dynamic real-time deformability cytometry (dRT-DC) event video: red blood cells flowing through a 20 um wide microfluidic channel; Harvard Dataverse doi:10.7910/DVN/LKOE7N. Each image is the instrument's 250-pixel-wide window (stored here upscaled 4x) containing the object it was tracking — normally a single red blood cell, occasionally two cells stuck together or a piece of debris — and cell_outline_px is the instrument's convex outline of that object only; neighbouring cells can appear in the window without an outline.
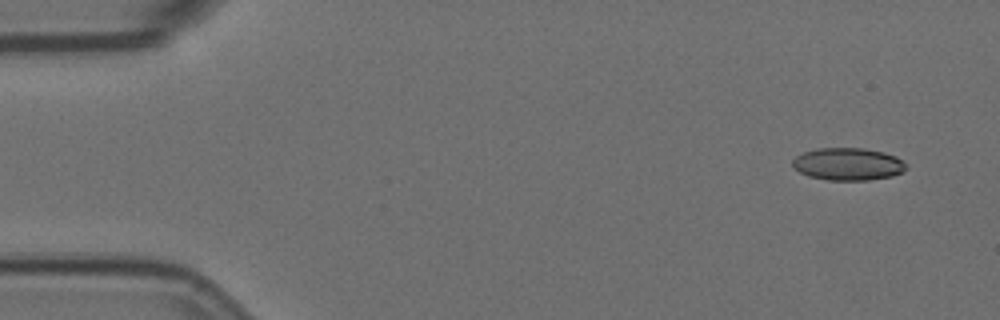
{"species": "Egyptian fruit bat (a non-hibernating species)", "species_latin": "Rousettus aegyptiacus", "temperature_condition": "room temperature", "stored_images_in_passage": 7, "camera_frame_rate_fps": 3000, "um_per_image_px": 0.085, "animal": {"sex": "female"}, "frame": {"image": 1, "passage_image": 1, "time_ms": 0.0, "image_size_px": [1000, 320], "cell_outline_px": [[908, 168], [904, 172], [892, 176], [868, 180], [828, 180], [808, 176], [800, 172], [792, 164], [792, 160], [796, 156], [804, 152], [816, 148], [864, 148], [884, 152], [896, 156], [908, 164]], "centroid_in_image_um": [72.12, 13.94], "position_along_channel_um": 12.9, "area_um2": 21.68}}
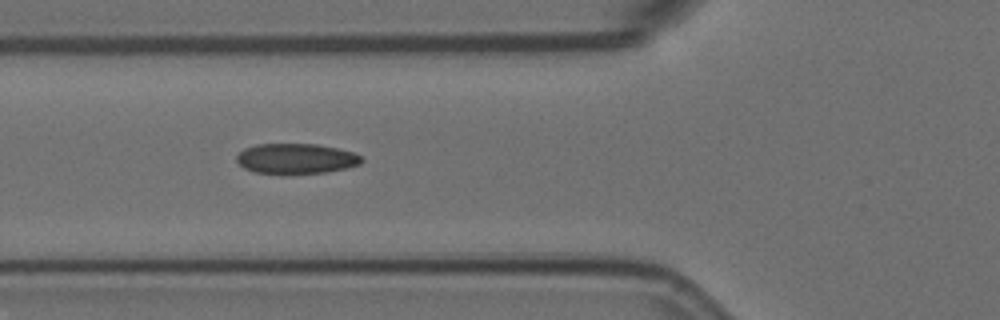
{"frame": {"image": 2, "passage_image": 6, "time_ms": 1.667, "image_size_px": [1000, 320], "cell_outline_px": [[364, 160], [360, 164], [344, 168], [324, 172], [252, 172], [244, 168], [236, 160], [236, 156], [244, 148], [256, 144], [316, 144], [336, 148], [352, 152], [360, 156]], "centroid_in_image_um": [25.14, 13.45], "position_along_channel_um": 100.7, "area_um2": 21.44}}
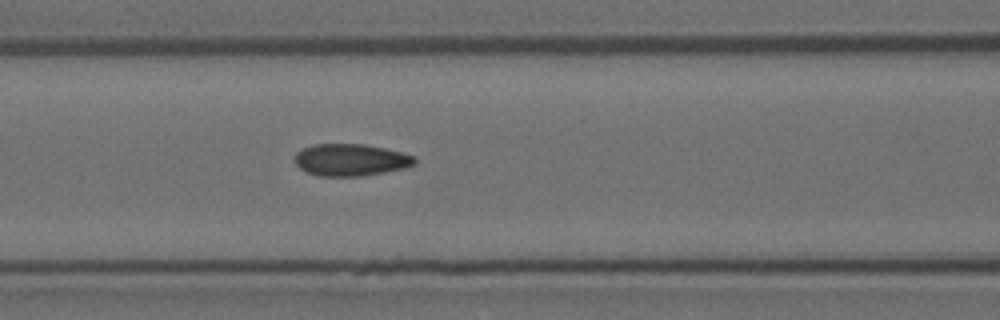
{"frame": {"image": 3, "passage_image": 7, "time_ms": 2.0, "image_size_px": [1000, 320], "cell_outline_px": [[416, 164], [404, 168], [384, 172], [360, 176], [320, 176], [308, 172], [300, 168], [292, 160], [296, 152], [312, 144], [364, 144], [384, 148], [400, 152], [412, 156], [416, 160]], "centroid_in_image_um": [29.77, 13.59], "position_along_channel_um": 136.8, "area_um2": 22.31}}